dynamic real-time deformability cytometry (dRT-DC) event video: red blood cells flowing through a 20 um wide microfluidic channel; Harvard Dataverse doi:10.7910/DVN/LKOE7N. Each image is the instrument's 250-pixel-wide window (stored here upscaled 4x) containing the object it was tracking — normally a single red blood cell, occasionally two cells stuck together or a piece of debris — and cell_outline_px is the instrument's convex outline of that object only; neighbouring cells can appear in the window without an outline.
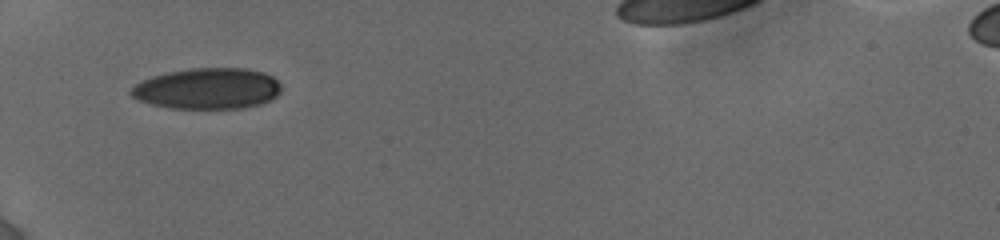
{"species": "human", "species_latin": "Homo sapiens", "temperature_condition": "cold", "stored_images_in_passage": 19, "camera_frame_rate_fps": 3000, "um_per_image_px": 0.085, "donor": {"sex": "female"}, "frame": {"image": 1, "passage_image": 1, "time_ms": 0.0, "image_size_px": [1000, 240], "cell_outline_px": [[280, 92], [272, 100], [260, 104], [244, 108], [172, 108], [152, 104], [140, 100], [132, 96], [128, 92], [136, 84], [152, 76], [168, 72], [192, 68], [244, 68], [264, 72], [272, 76], [280, 84]], "centroid_in_image_um": [17.67, 7.52], "position_along_channel_um": 67.3, "area_um2": 35.78}}
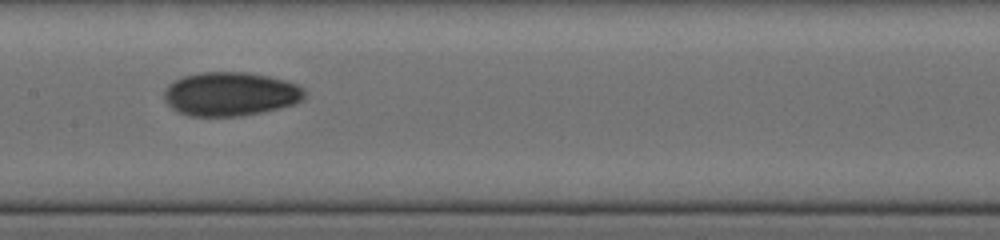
{"frame": {"image": 2, "passage_image": 8, "time_ms": 3.333, "image_size_px": [1000, 240], "cell_outline_px": [[304, 96], [300, 100], [292, 104], [260, 112], [240, 116], [188, 116], [176, 112], [164, 100], [164, 88], [168, 84], [184, 76], [200, 72], [252, 72], [284, 80], [296, 84], [304, 88]], "centroid_in_image_um": [19.52, 7.98], "position_along_channel_um": 187.9, "area_um2": 35.84}}
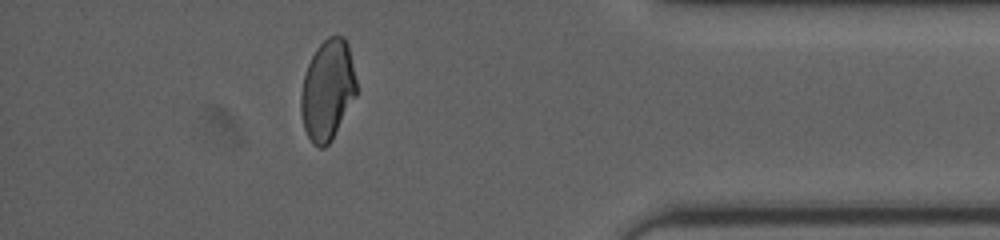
{"frame": {"image": 3, "passage_image": 18, "time_ms": 9.667, "image_size_px": [1000, 240], "cell_outline_px": [[356, 96], [332, 140], [324, 148], [320, 148], [312, 144], [304, 128], [300, 112], [300, 96], [304, 76], [308, 64], [316, 48], [328, 36], [344, 36], [348, 44], [356, 80]], "centroid_in_image_um": [27.83, 7.67], "position_along_channel_um": 407.4, "area_um2": 32.54}, "authors_computed_cell_mechanics": {"area_um2": 35.2002, "velocity_mm_per_s": 3.8584, "shape_relaxation_time_tau1_ms": 7.735, "shape_relaxation_time_tau2_ms": 4.5509, "deformation_change_tau1": 0.1728, "deformation_change_tau2": 0.0729}}